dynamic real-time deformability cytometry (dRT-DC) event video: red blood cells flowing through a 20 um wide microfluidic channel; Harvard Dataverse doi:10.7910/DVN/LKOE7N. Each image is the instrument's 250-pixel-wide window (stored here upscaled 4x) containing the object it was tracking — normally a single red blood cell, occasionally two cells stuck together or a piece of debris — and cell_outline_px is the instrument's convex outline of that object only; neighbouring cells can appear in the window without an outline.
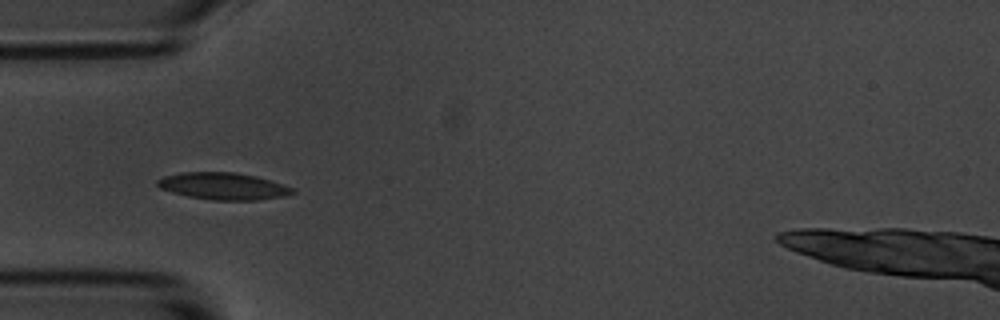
{"species": "common noctule bat (a hibernating species)", "species_latin": "Nyctalus noctula", "temperature_condition": "room temperature", "stored_images_in_passage": 7, "camera_frame_rate_fps": 3000, "um_per_image_px": 0.085, "animal": {"sex": "male", "body_mass_g": 20.1, "forearm_length_mm": 53.5}, "frame": {"image": 1, "passage_image": 6, "time_ms": 5.667, "image_size_px": [1000, 320], "cell_outline_px": [[296, 192], [284, 196], [256, 200], [212, 200], [188, 196], [172, 192], [160, 188], [156, 184], [156, 180], [164, 176], [180, 172], [236, 172], [256, 176], [292, 188]], "centroid_in_image_um": [18.93, 15.82], "position_along_channel_um": 66.1, "area_um2": 21.1}}